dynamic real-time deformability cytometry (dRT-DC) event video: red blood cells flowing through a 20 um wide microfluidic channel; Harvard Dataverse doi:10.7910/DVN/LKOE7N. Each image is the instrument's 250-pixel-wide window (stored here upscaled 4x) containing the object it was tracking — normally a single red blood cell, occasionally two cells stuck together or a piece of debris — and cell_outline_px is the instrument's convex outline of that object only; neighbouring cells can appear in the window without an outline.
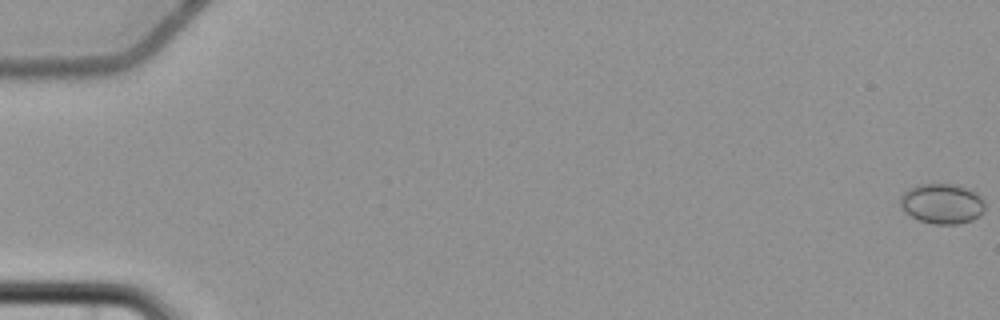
{"species": "common noctule bat (a hibernating species)", "species_latin": "Nyctalus noctula", "temperature_condition": "cold", "stored_images_in_passage": 7, "camera_frame_rate_fps": 3000, "um_per_image_px": 0.085, "animal": {"sex": "female", "body_mass_g": 22.7, "forearm_length_mm": 54.2}, "frame": {"image": 1, "passage_image": 1, "time_ms": 0.0, "image_size_px": [1000, 320], "cell_outline_px": [[984, 208], [980, 216], [972, 220], [960, 224], [932, 224], [920, 220], [904, 212], [900, 208], [900, 196], [908, 188], [916, 184], [956, 184], [972, 188], [984, 200]], "centroid_in_image_um": [80.08, 17.3], "position_along_channel_um": 4.9, "area_um2": 20.23}}
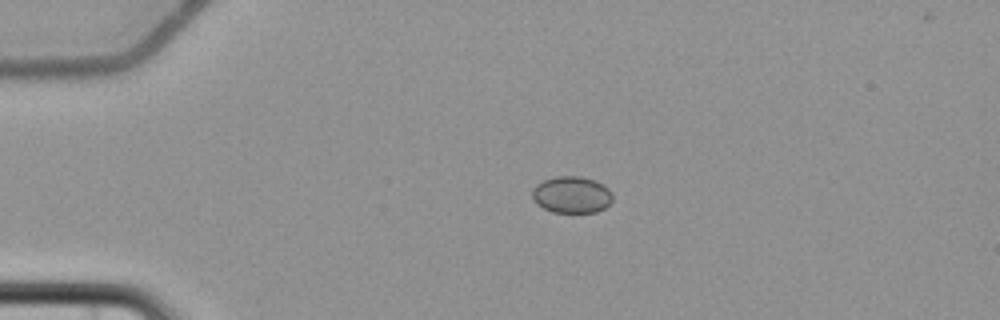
{"frame": {"image": 2, "passage_image": 5, "time_ms": 5.0, "image_size_px": [1000, 320], "cell_outline_px": [[612, 200], [604, 208], [596, 212], [552, 212], [536, 204], [532, 200], [532, 188], [536, 184], [544, 180], [556, 176], [580, 176], [596, 180], [604, 184], [612, 192]], "centroid_in_image_um": [48.58, 16.54], "position_along_channel_um": 36.4, "area_um2": 17.4}}
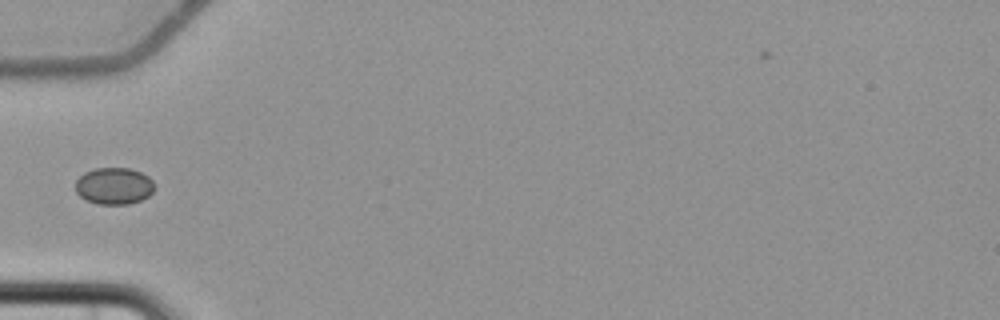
{"frame": {"image": 3, "passage_image": 7, "time_ms": 7.333, "image_size_px": [1000, 320], "cell_outline_px": [[156, 188], [148, 196], [140, 200], [128, 204], [96, 204], [80, 196], [76, 192], [76, 180], [84, 172], [96, 168], [128, 168], [140, 172], [148, 176], [152, 180]], "centroid_in_image_um": [9.7, 15.8], "position_along_channel_um": 75.3, "area_um2": 16.94}}